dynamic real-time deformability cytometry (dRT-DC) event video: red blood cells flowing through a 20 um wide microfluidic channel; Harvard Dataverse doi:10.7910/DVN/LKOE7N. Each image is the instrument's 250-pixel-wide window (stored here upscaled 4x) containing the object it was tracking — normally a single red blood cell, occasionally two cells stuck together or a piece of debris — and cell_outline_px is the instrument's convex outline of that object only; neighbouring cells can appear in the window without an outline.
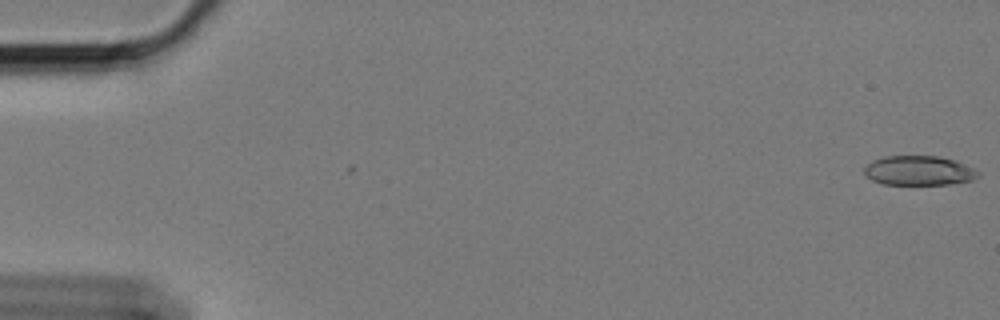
{"species": "Egyptian fruit bat (a non-hibernating species)", "species_latin": "Rousettus aegyptiacus", "temperature_condition": "cold", "stored_images_in_passage": 2, "camera_frame_rate_fps": 3000, "um_per_image_px": 0.085, "animal": {"sex": "female"}, "frame": {"image": 1, "passage_image": 1, "time_ms": 0.0, "image_size_px": [1000, 320], "cell_outline_px": [[980, 176], [972, 180], [948, 184], [884, 184], [872, 180], [864, 172], [864, 168], [872, 160], [884, 156], [940, 156], [956, 160], [980, 172]], "centroid_in_image_um": [78.12, 14.49], "position_along_channel_um": 6.9, "area_um2": 19.54}}